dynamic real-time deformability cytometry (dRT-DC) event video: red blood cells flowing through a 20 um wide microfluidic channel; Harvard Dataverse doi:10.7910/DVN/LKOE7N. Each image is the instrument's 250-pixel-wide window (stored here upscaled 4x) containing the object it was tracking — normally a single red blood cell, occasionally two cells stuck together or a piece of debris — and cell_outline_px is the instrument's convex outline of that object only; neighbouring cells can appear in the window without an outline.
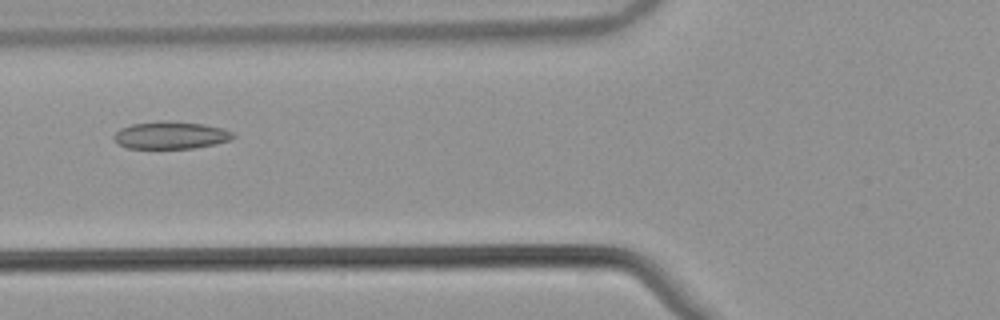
{"species": "common noctule bat (a hibernating species)", "species_latin": "Nyctalus noctula", "temperature_condition": "warm", "stored_images_in_passage": 53, "camera_frame_rate_fps": 3000, "um_per_image_px": 0.085, "animal": {"sex": "male", "body_mass_g": 21.5, "forearm_length_mm": 52.0}, "frame": {"image": 1, "passage_image": 21, "time_ms": 6.667, "image_size_px": [1000, 320], "cell_outline_px": [[236, 136], [232, 140], [216, 144], [192, 148], [128, 148], [116, 144], [112, 136], [120, 128], [132, 124], [160, 120], [164, 120], [204, 124], [224, 128], [232, 132]], "centroid_in_image_um": [14.51, 11.49], "position_along_channel_um": 111.3, "area_um2": 19.31}}
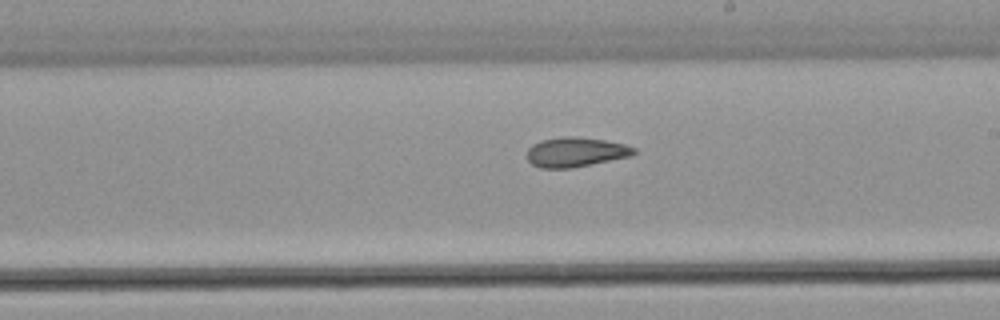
{"frame": {"image": 2, "passage_image": 31, "time_ms": 10.0, "image_size_px": [1000, 320], "cell_outline_px": [[636, 152], [632, 156], [572, 168], [540, 168], [532, 164], [528, 160], [528, 148], [532, 144], [540, 140], [560, 136], [572, 136], [604, 140], [624, 144], [636, 148]], "centroid_in_image_um": [48.92, 12.92], "position_along_channel_um": 240.1, "area_um2": 18.55}}
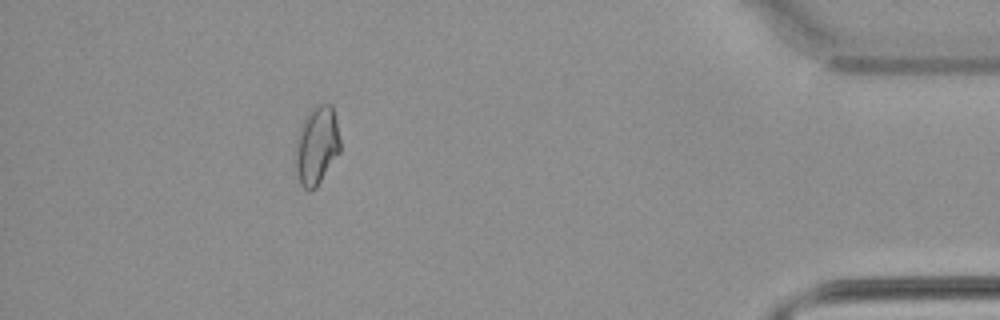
{"frame": {"image": 3, "passage_image": 48, "time_ms": 15.667, "image_size_px": [1000, 320], "cell_outline_px": [[340, 152], [316, 188], [304, 188], [300, 184], [296, 172], [296, 136], [304, 116], [316, 104], [332, 104], [336, 120], [340, 140]], "centroid_in_image_um": [26.92, 12.33], "position_along_channel_um": 408.3, "area_um2": 20.46}, "authors_computed_cell_mechanics": {"area_um2": 19.8832, "velocity_mm_per_s": 3.8679, "shape_relaxation_time_tau1_ms": null, "shape_relaxation_time_tau2_ms": 3.2945, "deformation_change_tau1": null, "deformation_change_tau2": 0.0799}}